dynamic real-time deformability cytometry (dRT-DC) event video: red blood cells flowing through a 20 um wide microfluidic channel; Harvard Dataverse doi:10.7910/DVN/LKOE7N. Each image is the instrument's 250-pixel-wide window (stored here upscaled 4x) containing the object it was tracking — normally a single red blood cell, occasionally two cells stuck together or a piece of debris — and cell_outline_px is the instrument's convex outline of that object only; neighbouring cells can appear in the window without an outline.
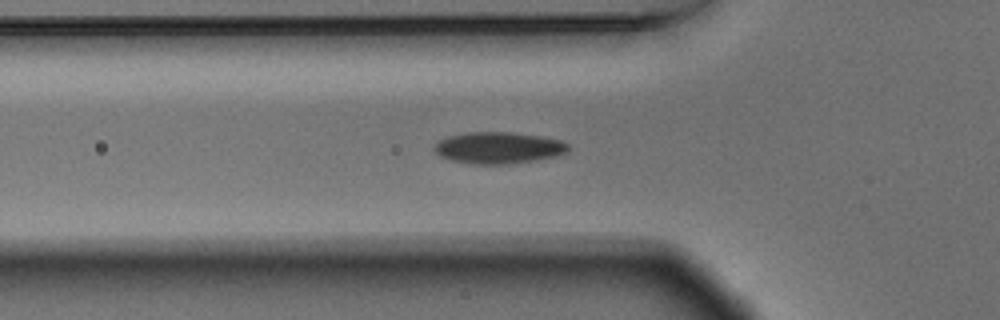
{"species": "Egyptian fruit bat (a non-hibernating species)", "species_latin": "Rousettus aegyptiacus", "temperature_condition": "warm", "stored_images_in_passage": 39, "camera_frame_rate_fps": 3000, "um_per_image_px": 0.085, "animal": {"sex": "male"}, "frame": {"image": 1, "passage_image": 2, "time_ms": 0.333, "image_size_px": [1000, 320], "cell_outline_px": [[568, 152], [556, 156], [508, 164], [472, 164], [452, 160], [440, 156], [432, 148], [440, 140], [448, 136], [468, 132], [508, 132], [540, 136], [560, 140], [568, 144]], "centroid_in_image_um": [42.35, 12.56], "position_along_channel_um": 83.4, "area_um2": 24.45}}
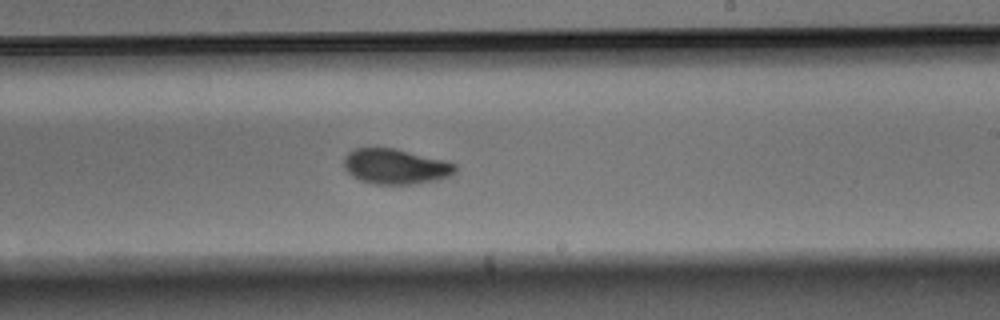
{"frame": {"image": 2, "passage_image": 16, "time_ms": 5.0, "image_size_px": [1000, 320], "cell_outline_px": [[456, 172], [440, 180], [416, 184], [376, 184], [360, 180], [352, 176], [344, 168], [344, 156], [352, 148], [396, 148], [448, 160], [456, 164]], "centroid_in_image_um": [33.65, 14.14], "position_along_channel_um": 255.4, "area_um2": 23.29}}
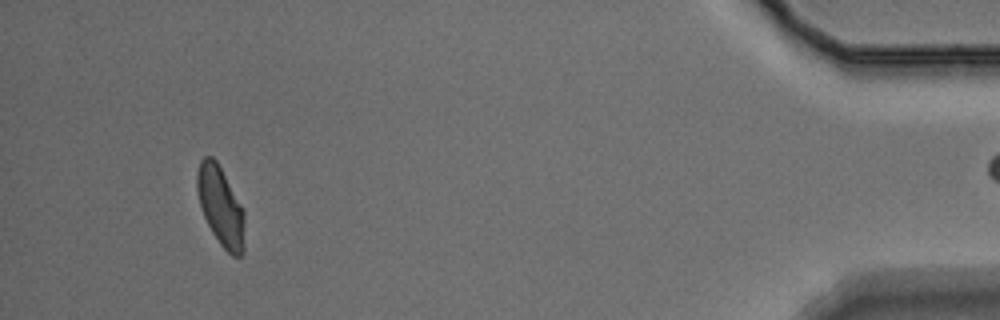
{"frame": {"image": 3, "passage_image": 35, "time_ms": 11.333, "image_size_px": [1000, 320], "cell_outline_px": [[244, 252], [240, 256], [232, 256], [220, 244], [212, 232], [204, 216], [200, 204], [196, 188], [196, 172], [200, 160], [204, 156], [212, 156], [216, 160], [240, 204], [244, 212]], "centroid_in_image_um": [18.74, 17.53], "position_along_channel_um": 416.5, "area_um2": 21.73}}